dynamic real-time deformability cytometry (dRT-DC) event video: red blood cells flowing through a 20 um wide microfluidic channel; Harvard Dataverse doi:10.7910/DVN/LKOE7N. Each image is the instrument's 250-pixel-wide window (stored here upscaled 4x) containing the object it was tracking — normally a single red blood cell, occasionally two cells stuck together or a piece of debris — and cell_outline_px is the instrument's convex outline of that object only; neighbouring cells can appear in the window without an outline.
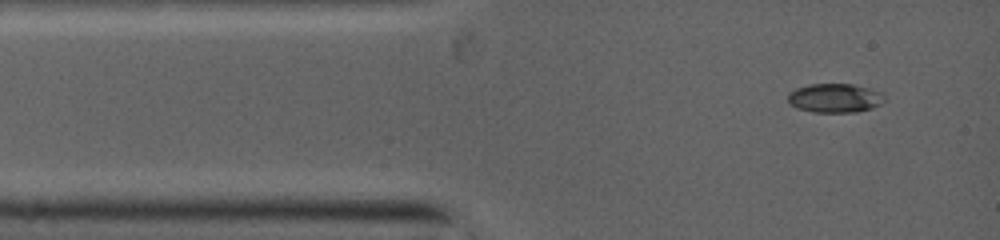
{"species": "common noctule bat (a hibernating species)", "species_latin": "Nyctalus noctula", "temperature_condition": "warm", "stored_images_in_passage": 9, "camera_frame_rate_fps": 5000, "um_per_image_px": 0.085, "animal": {"sex": "female", "body_mass_g": 19.0, "forearm_length_mm": 53.3}, "frame": {"image": 1, "passage_image": 1, "time_ms": 0.0, "image_size_px": [1000, 240], "cell_outline_px": [[888, 100], [872, 108], [856, 112], [816, 112], [796, 108], [788, 104], [788, 92], [796, 88], [808, 84], [852, 84], [872, 88], [884, 92]], "centroid_in_image_um": [71.01, 8.32], "position_along_channel_um": 14.0, "area_um2": 16.76}}
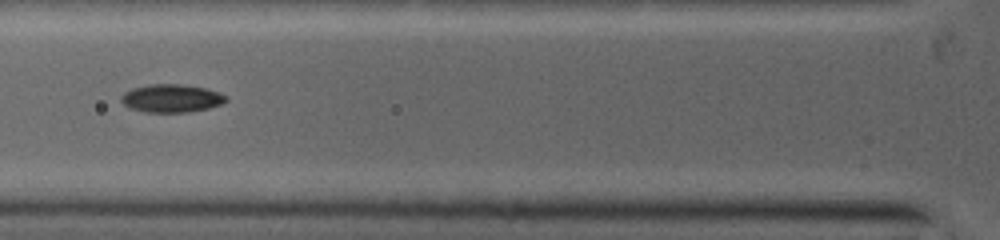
{"frame": {"image": 2, "passage_image": 4, "time_ms": 3.0, "image_size_px": [1000, 240], "cell_outline_px": [[228, 100], [220, 104], [208, 108], [188, 112], [148, 112], [132, 108], [124, 104], [120, 100], [120, 96], [124, 92], [132, 88], [152, 84], [180, 84], [204, 88], [216, 92], [224, 96]], "centroid_in_image_um": [14.53, 8.35], "position_along_channel_um": 111.3, "area_um2": 16.82}}
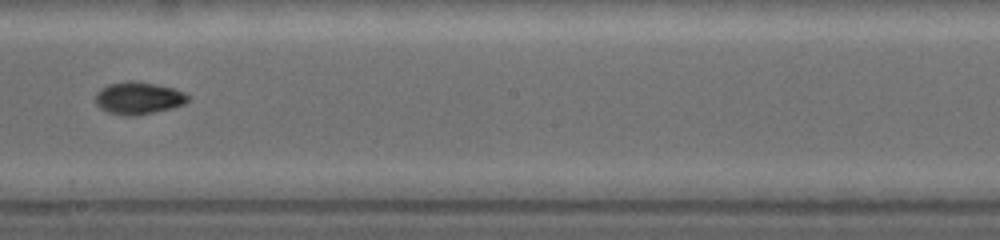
{"frame": {"image": 3, "passage_image": 9, "time_ms": 5.8, "image_size_px": [1000, 240], "cell_outline_px": [[188, 100], [180, 104], [168, 108], [152, 112], [132, 116], [128, 116], [112, 112], [100, 108], [96, 100], [96, 96], [108, 84], [152, 84], [172, 88], [188, 96]], "centroid_in_image_um": [11.76, 8.38], "position_along_channel_um": 236.4, "area_um2": 15.78}}